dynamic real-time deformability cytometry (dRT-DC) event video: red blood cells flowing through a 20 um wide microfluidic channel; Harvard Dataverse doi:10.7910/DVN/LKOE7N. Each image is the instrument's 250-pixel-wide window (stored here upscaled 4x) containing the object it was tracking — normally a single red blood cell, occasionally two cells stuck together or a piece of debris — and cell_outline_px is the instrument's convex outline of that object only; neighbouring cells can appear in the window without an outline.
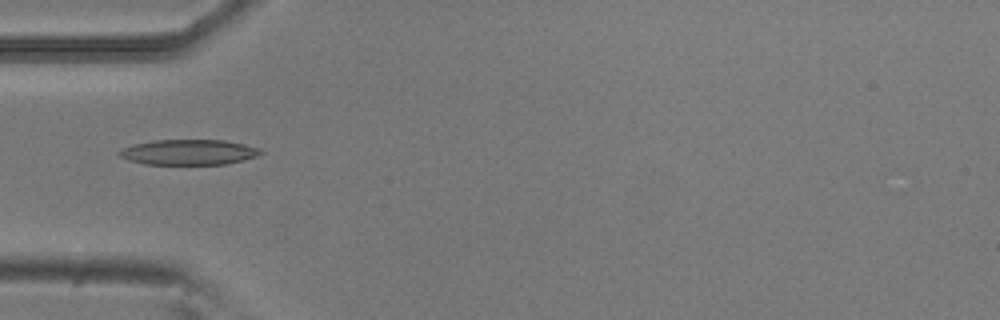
{"species": "common noctule bat (a hibernating species)", "species_latin": "Nyctalus noctula", "temperature_condition": "room temperature", "stored_images_in_passage": 4, "camera_frame_rate_fps": 3000, "um_per_image_px": 0.085, "animal": {"sex": "male", "body_mass_g": 20.5, "forearm_length_mm": 52.5}, "frame": {"image": 1, "passage_image": 1, "time_ms": 0.0, "image_size_px": [1000, 320], "cell_outline_px": [[264, 152], [256, 156], [244, 160], [224, 164], [144, 164], [128, 160], [120, 156], [116, 152], [120, 148], [152, 140], [224, 140], [244, 144], [260, 148]], "centroid_in_image_um": [16.02, 12.93], "position_along_channel_um": 69.0, "area_um2": 20.92}}
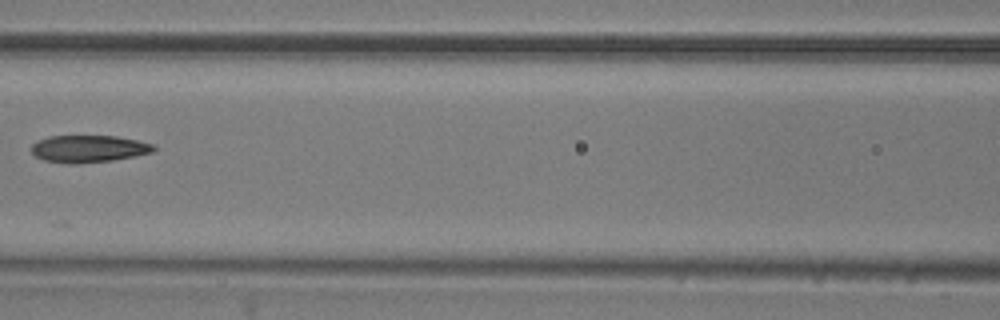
{"frame": {"image": 2, "passage_image": 3, "time_ms": 0.667, "image_size_px": [1000, 320], "cell_outline_px": [[156, 148], [152, 152], [136, 156], [112, 160], [72, 164], [44, 160], [36, 156], [32, 152], [32, 144], [36, 140], [48, 136], [116, 136], [136, 140], [152, 144]], "centroid_in_image_um": [7.51, 12.64], "position_along_channel_um": 159.1, "area_um2": 19.25}}
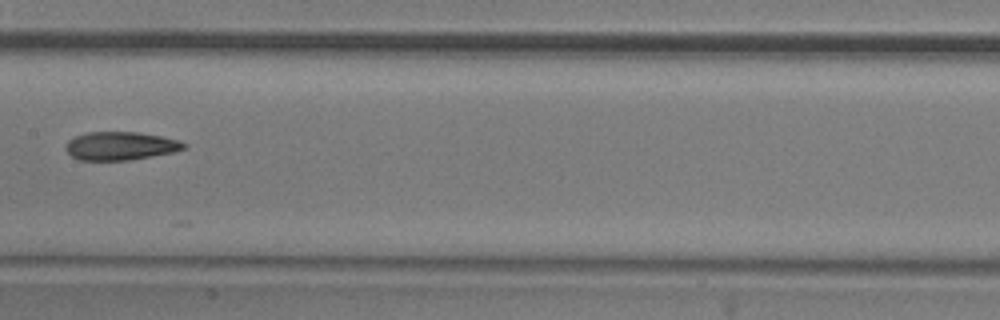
{"frame": {"image": 3, "passage_image": 4, "time_ms": 1.0, "image_size_px": [1000, 320], "cell_outline_px": [[188, 144], [184, 148], [172, 152], [152, 156], [128, 160], [80, 160], [72, 156], [64, 148], [68, 140], [72, 136], [88, 132], [140, 132], [180, 140]], "centroid_in_image_um": [10.21, 12.39], "position_along_channel_um": 197.2, "area_um2": 19.54}}